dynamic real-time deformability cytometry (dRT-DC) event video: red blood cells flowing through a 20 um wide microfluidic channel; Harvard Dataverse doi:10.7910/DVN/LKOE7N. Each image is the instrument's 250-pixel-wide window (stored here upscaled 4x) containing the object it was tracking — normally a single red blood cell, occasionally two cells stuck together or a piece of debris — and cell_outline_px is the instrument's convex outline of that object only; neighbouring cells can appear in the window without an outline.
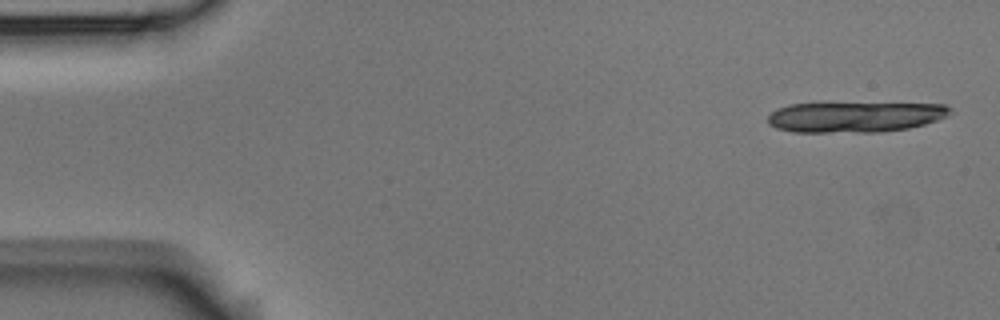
{"species": "Egyptian fruit bat (a non-hibernating species)", "species_latin": "Rousettus aegyptiacus", "temperature_condition": "room temperature", "stored_images_in_passage": 4, "camera_frame_rate_fps": 3000, "um_per_image_px": 0.085, "animal": {"sex": "male"}, "frame": {"image": 1, "passage_image": 1, "time_ms": 0.0, "image_size_px": [1000, 320], "cell_outline_px": [[952, 112], [948, 116], [924, 124], [908, 128], [880, 132], [792, 132], [776, 128], [768, 124], [768, 116], [776, 108], [788, 104], [820, 100], [824, 100], [944, 104], [952, 108]], "centroid_in_image_um": [72.63, 9.87], "position_along_channel_um": 12.4, "area_um2": 34.51}}